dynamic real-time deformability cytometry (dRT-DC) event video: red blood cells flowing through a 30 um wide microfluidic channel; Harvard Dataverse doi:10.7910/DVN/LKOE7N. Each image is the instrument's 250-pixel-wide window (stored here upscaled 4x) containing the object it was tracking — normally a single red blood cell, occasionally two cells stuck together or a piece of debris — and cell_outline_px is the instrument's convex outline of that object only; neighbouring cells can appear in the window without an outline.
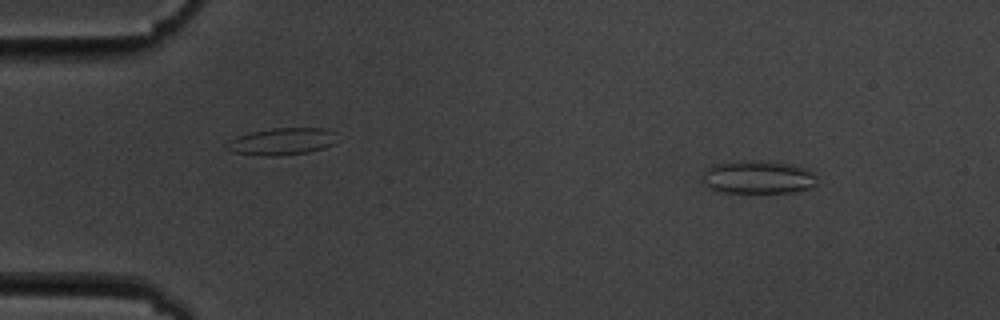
{"species": "common noctule bat (a hibernating species)", "species_latin": "Nyctalus noctula", "temperature_condition": "cold", "stored_images_in_passage": 4, "camera_frame_rate_fps": 3000, "um_per_image_px": 0.085, "animal": {"sex": "male", "body_mass_g": 19.5, "forearm_length_mm": 54.6}, "frame": {"image": 1, "passage_image": 1, "time_ms": 0.0, "image_size_px": [1000, 320], "cell_outline_px": [[820, 184], [812, 188], [796, 192], [720, 192], [704, 184], [704, 172], [712, 164], [740, 160], [760, 160], [792, 164], [808, 168], [820, 180]], "centroid_in_image_um": [64.53, 15.05], "position_along_channel_um": 20.5, "area_um2": 22.54}}
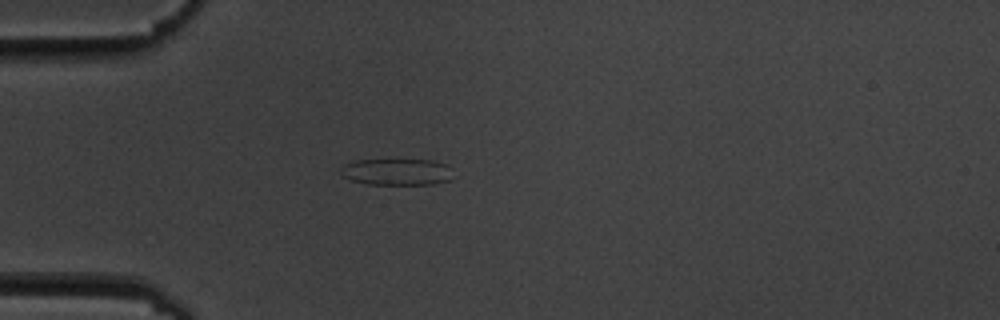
{"frame": {"image": 2, "passage_image": 3, "time_ms": 3.0, "image_size_px": [1000, 320], "cell_outline_px": [[452, 180], [432, 184], [368, 184], [352, 180], [344, 176], [340, 172], [340, 168], [344, 164], [356, 160], [432, 160], [448, 164]], "centroid_in_image_um": [33.73, 14.61], "position_along_channel_um": 51.3, "area_um2": 17.34}}